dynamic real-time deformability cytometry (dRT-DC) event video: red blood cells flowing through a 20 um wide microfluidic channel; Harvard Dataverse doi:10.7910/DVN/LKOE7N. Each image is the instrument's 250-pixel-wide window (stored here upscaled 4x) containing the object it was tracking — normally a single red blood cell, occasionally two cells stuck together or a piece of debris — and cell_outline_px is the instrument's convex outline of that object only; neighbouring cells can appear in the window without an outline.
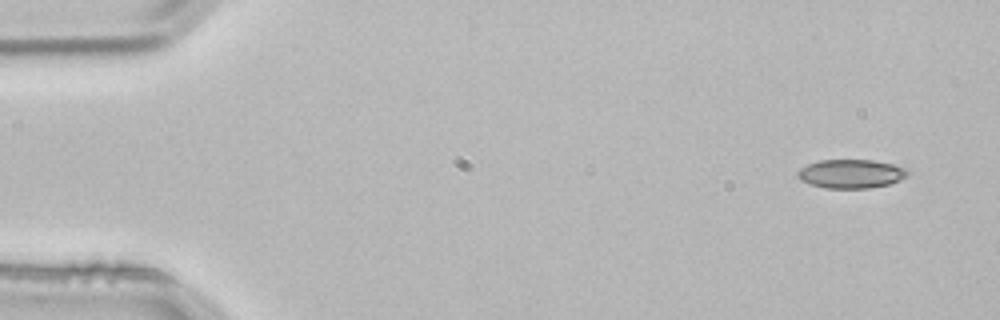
{"species": "common noctule bat (a hibernating species)", "species_latin": "Nyctalus noctula", "temperature_condition": "room temperature", "stored_images_in_passage": 4, "segment_of_instrument_passage": [1, 2], "camera_frame_rate_fps": 3000, "um_per_image_px": 0.085, "animal": {"sex": "male", "body_mass_g": 21.5, "forearm_length_mm": 52.0}, "frame": {"image": 1, "passage_image": 1, "time_ms": 0.0, "image_size_px": [1000, 320], "cell_outline_px": [[908, 176], [900, 180], [888, 184], [868, 188], [824, 188], [808, 184], [800, 180], [796, 172], [800, 168], [808, 164], [820, 160], [872, 160], [892, 164], [904, 168], [908, 172]], "centroid_in_image_um": [72.3, 14.77], "position_along_channel_um": 12.7, "area_um2": 18.44}}
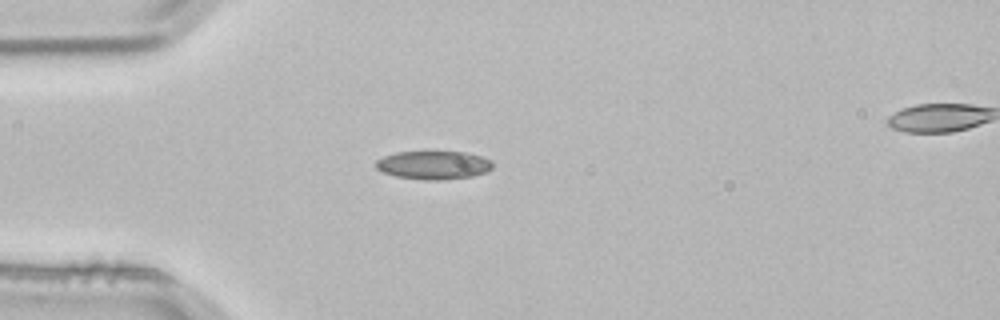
{"frame": {"image": 2, "passage_image": 3, "time_ms": 0.667, "image_size_px": [1000, 320], "cell_outline_px": [[492, 168], [488, 172], [472, 176], [444, 180], [424, 180], [396, 176], [384, 172], [376, 168], [376, 160], [384, 156], [396, 152], [464, 152], [480, 156], [492, 160]], "centroid_in_image_um": [36.87, 14.04], "position_along_channel_um": 48.1, "area_um2": 19.31}}